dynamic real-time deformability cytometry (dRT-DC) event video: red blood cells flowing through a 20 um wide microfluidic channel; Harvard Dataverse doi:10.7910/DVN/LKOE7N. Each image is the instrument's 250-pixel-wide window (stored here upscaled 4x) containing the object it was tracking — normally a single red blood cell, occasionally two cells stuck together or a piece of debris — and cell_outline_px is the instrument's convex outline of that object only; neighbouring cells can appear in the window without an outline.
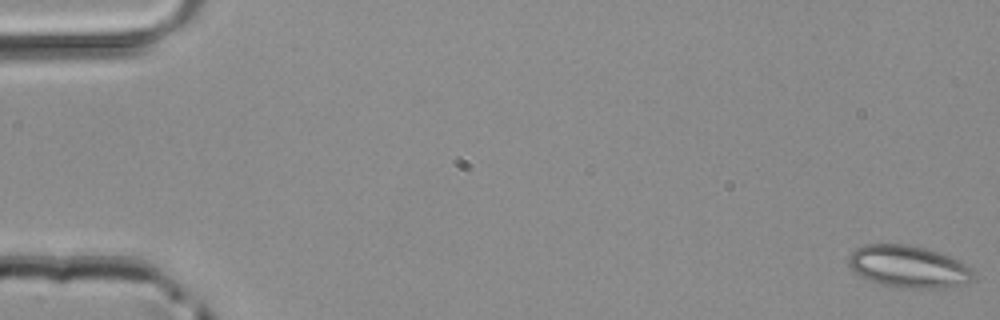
{"species": "common noctule bat (a hibernating species)", "species_latin": "Nyctalus noctula", "temperature_condition": "room temperature", "stored_images_in_passage": 49, "camera_frame_rate_fps": 3000, "um_per_image_px": 0.085, "animal": {"sex": "male", "body_mass_g": 20.4}, "frame": {"image": 1, "passage_image": 1, "time_ms": 0.0, "image_size_px": [1000, 320], "cell_outline_px": [[976, 276], [968, 284], [944, 288], [896, 288], [860, 276], [848, 264], [848, 256], [856, 248], [864, 244], [908, 244], [928, 248], [940, 252], [968, 264], [972, 268]], "centroid_in_image_um": [77.29, 22.66], "position_along_channel_um": 7.7, "area_um2": 31.1}}
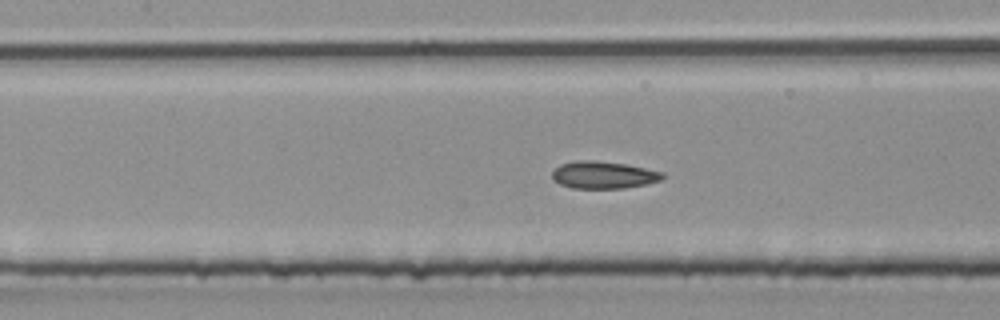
{"frame": {"image": 2, "passage_image": 23, "time_ms": 7.333, "image_size_px": [1000, 320], "cell_outline_px": [[664, 176], [660, 180], [644, 184], [624, 188], [572, 188], [560, 184], [552, 180], [552, 172], [560, 164], [576, 160], [596, 160], [624, 164], [664, 172]], "centroid_in_image_um": [51.25, 14.86], "position_along_channel_um": 156.2, "area_um2": 17.46}}
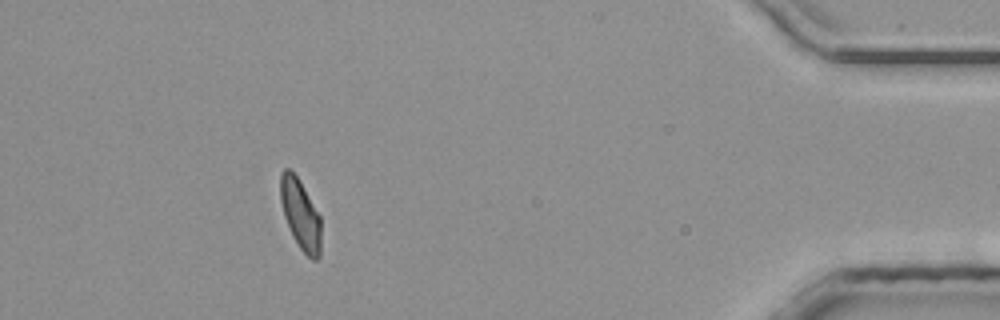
{"frame": {"image": 3, "passage_image": 45, "time_ms": 14.667, "image_size_px": [1000, 320], "cell_outline_px": [[320, 256], [316, 260], [312, 260], [300, 248], [292, 236], [284, 216], [280, 200], [280, 172], [284, 168], [288, 168], [296, 176], [320, 216]], "centroid_in_image_um": [25.52, 18.23], "position_along_channel_um": 409.7, "area_um2": 16.36}}